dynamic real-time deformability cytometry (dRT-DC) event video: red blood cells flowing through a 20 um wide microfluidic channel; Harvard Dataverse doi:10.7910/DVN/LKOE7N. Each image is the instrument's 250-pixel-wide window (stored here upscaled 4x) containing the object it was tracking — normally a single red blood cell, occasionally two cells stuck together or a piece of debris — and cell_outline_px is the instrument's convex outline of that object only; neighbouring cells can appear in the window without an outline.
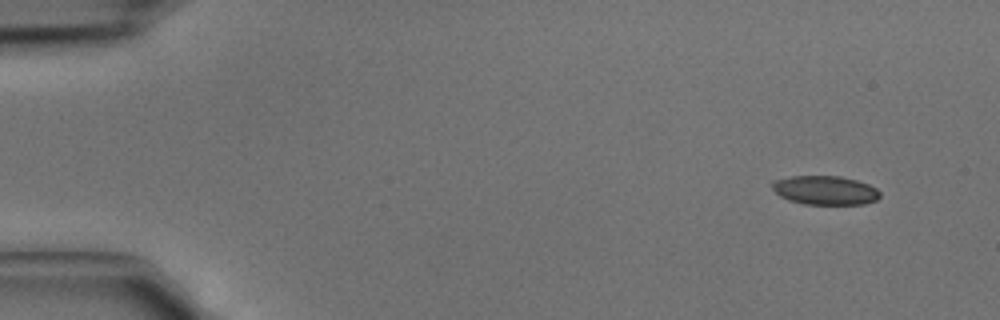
{"species": "common noctule bat (a hibernating species)", "species_latin": "Nyctalus noctula", "temperature_condition": "cold", "stored_images_in_passage": 5, "camera_frame_rate_fps": 3000, "um_per_image_px": 0.085, "animal": {"sex": "male", "body_mass_g": 15.6}, "frame": {"image": 1, "passage_image": 1, "time_ms": 0.0, "image_size_px": [1000, 320], "cell_outline_px": [[880, 196], [876, 200], [864, 204], [804, 204], [788, 200], [780, 196], [772, 188], [772, 180], [792, 176], [840, 176], [856, 180], [868, 184], [876, 188], [880, 192]], "centroid_in_image_um": [70.12, 16.17], "position_along_channel_um": 14.9, "area_um2": 18.21}}